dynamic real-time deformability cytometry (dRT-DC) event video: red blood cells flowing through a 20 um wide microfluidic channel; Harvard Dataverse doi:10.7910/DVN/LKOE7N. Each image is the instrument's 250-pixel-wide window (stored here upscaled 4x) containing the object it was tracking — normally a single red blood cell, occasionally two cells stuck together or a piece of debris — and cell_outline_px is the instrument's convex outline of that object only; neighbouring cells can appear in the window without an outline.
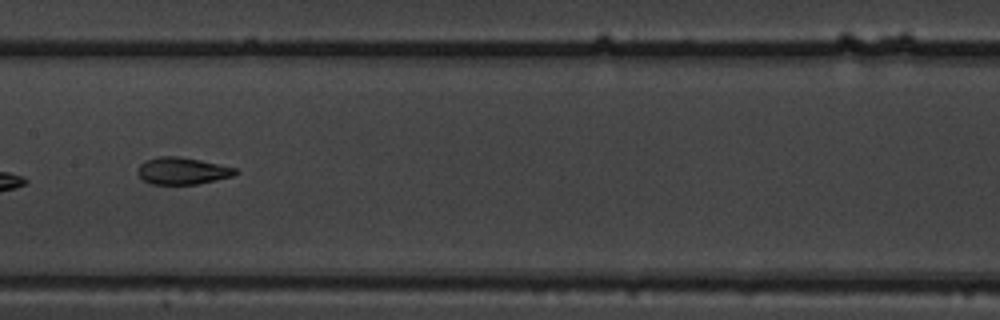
{"species": "common noctule bat (a hibernating species)", "species_latin": "Nyctalus noctula", "temperature_condition": "warm", "stored_images_in_passage": 9, "camera_frame_rate_fps": 3000, "um_per_image_px": 0.085, "animal": {"sex": "male", "body_mass_g": 19.5, "forearm_length_mm": 54.6}, "frame": {"image": 1, "passage_image": 8, "time_ms": 2.333, "image_size_px": [1000, 320], "cell_outline_px": [[240, 172], [232, 176], [216, 180], [196, 184], [152, 184], [144, 180], [136, 172], [140, 164], [144, 160], [156, 156], [180, 156], [200, 160], [236, 168]], "centroid_in_image_um": [15.48, 14.51], "position_along_channel_um": 191.9, "area_um2": 15.43}}
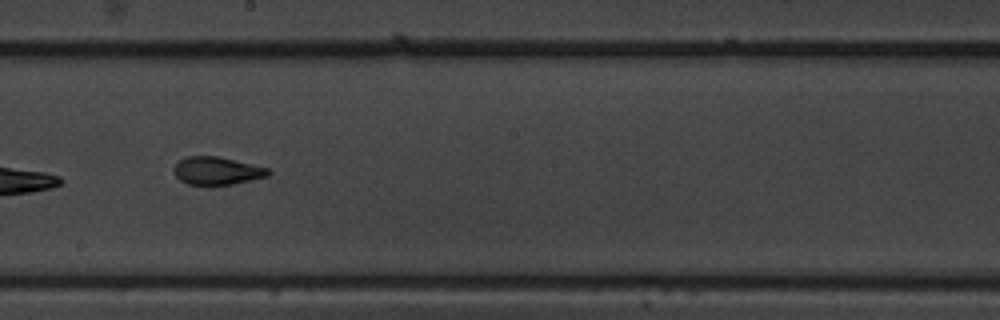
{"frame": {"image": 2, "passage_image": 9, "time_ms": 2.667, "image_size_px": [1000, 320], "cell_outline_px": [[272, 172], [268, 176], [232, 184], [188, 184], [180, 180], [176, 176], [172, 168], [184, 156], [216, 156], [268, 168]], "centroid_in_image_um": [18.42, 14.51], "position_along_channel_um": 229.8, "area_um2": 15.09}}